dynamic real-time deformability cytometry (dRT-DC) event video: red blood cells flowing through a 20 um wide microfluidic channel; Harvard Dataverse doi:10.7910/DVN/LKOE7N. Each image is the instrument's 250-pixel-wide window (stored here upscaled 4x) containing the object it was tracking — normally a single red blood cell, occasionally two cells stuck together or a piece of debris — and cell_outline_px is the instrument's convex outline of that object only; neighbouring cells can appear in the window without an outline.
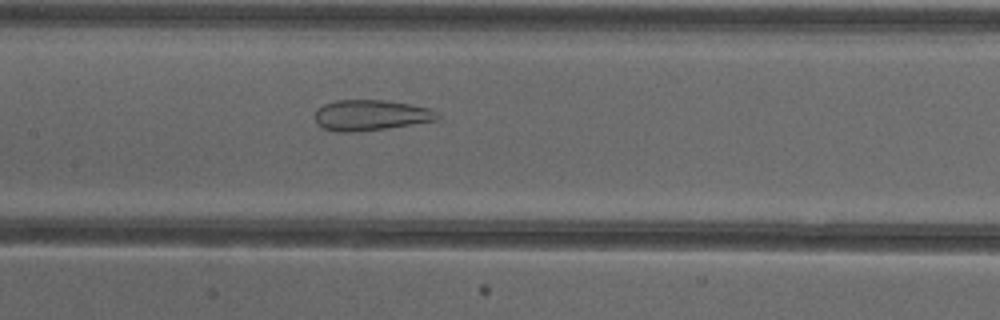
{"species": "common noctule bat (a hibernating species)", "species_latin": "Nyctalus noctula", "temperature_condition": "cold", "stored_images_in_passage": 53, "camera_frame_rate_fps": 3000, "um_per_image_px": 0.085, "animal": {"sex": "female"}, "frame": {"image": 1, "passage_image": 26, "time_ms": 8.333, "image_size_px": [1000, 320], "cell_outline_px": [[440, 120], [388, 128], [352, 132], [336, 132], [320, 128], [316, 124], [316, 108], [332, 100], [384, 100], [412, 104], [432, 108], [440, 112]], "centroid_in_image_um": [31.55, 9.79], "position_along_channel_um": 175.9, "area_um2": 22.43}}
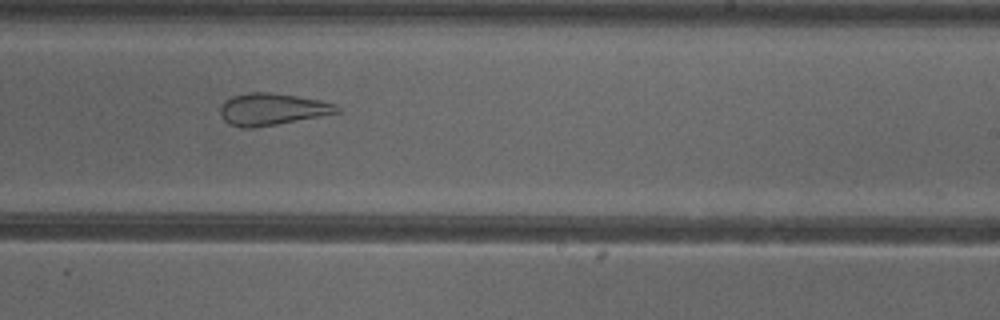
{"frame": {"image": 2, "passage_image": 33, "time_ms": 10.667, "image_size_px": [1000, 320], "cell_outline_px": [[340, 112], [320, 116], [276, 124], [252, 128], [240, 128], [228, 124], [220, 116], [220, 104], [224, 100], [232, 96], [248, 92], [272, 92], [320, 100], [336, 104], [340, 108]], "centroid_in_image_um": [23.07, 9.28], "position_along_channel_um": 265.9, "area_um2": 21.85}}
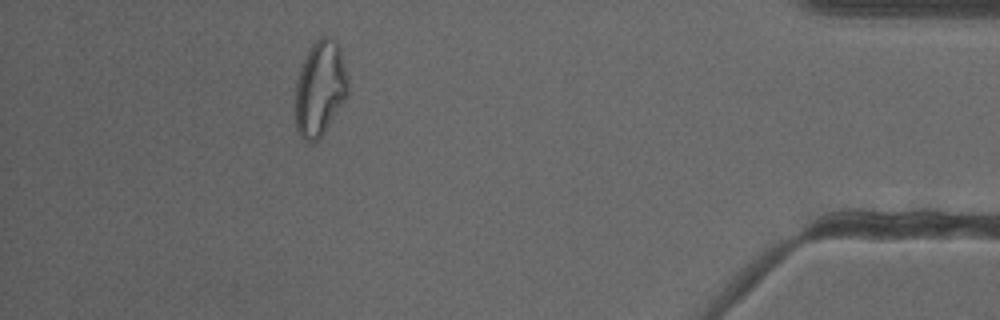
{"frame": {"image": 3, "passage_image": 48, "time_ms": 15.667, "image_size_px": [1000, 320], "cell_outline_px": [[348, 96], [324, 132], [316, 140], [308, 144], [296, 132], [296, 80], [308, 48], [320, 36], [328, 36], [336, 40], [340, 48], [348, 76]], "centroid_in_image_um": [27.21, 7.5], "position_along_channel_um": 408.0, "area_um2": 29.48}, "authors_computed_cell_mechanics": {"area_um2": 29.478, "velocity_mm_per_s": 3.874, "shape_relaxation_time_tau1_ms": null, "shape_relaxation_time_tau2_ms": 1.7785, "deformation_change_tau1": null, "deformation_change_tau2": 0.1092}}